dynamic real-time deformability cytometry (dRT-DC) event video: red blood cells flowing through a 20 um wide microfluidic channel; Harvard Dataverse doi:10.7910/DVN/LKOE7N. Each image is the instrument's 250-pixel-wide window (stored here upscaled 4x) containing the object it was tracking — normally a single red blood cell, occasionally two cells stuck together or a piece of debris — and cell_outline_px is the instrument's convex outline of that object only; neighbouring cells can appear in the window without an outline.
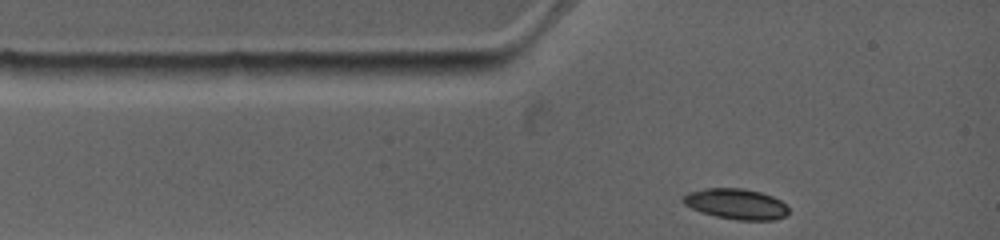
{"species": "common noctule bat (a hibernating species)", "species_latin": "Nyctalus noctula", "temperature_condition": "warm", "stored_images_in_passage": 3, "camera_frame_rate_fps": 4500, "um_per_image_px": 0.085, "animal": {"sex": "female", "body_mass_g": 19.0, "forearm_length_mm": 53.3}, "frame": {"image": 1, "passage_image": 1, "time_ms": 0.0, "image_size_px": [1000, 240], "cell_outline_px": [[788, 216], [776, 220], [736, 220], [716, 216], [700, 212], [684, 204], [680, 200], [680, 196], [688, 192], [704, 188], [744, 188], [760, 192], [772, 196], [780, 200], [788, 208]], "centroid_in_image_um": [62.54, 17.33], "position_along_channel_um": 22.5, "area_um2": 19.07}}
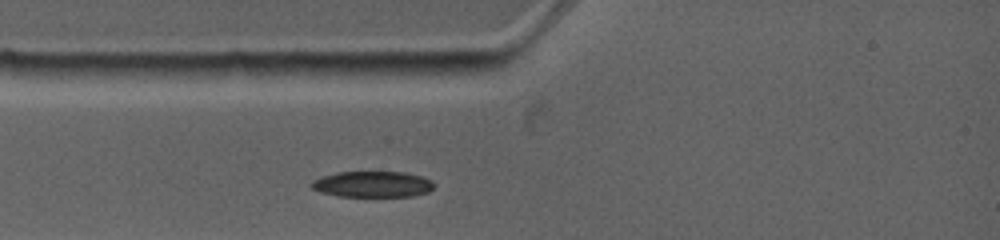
{"frame": {"image": 2, "passage_image": 3, "time_ms": 1.111, "image_size_px": [1000, 240], "cell_outline_px": [[436, 184], [428, 192], [412, 196], [336, 196], [320, 192], [312, 188], [308, 184], [312, 180], [320, 176], [336, 172], [404, 172], [420, 176], [432, 180]], "centroid_in_image_um": [31.62, 15.65], "position_along_channel_um": 53.4, "area_um2": 18.73}}